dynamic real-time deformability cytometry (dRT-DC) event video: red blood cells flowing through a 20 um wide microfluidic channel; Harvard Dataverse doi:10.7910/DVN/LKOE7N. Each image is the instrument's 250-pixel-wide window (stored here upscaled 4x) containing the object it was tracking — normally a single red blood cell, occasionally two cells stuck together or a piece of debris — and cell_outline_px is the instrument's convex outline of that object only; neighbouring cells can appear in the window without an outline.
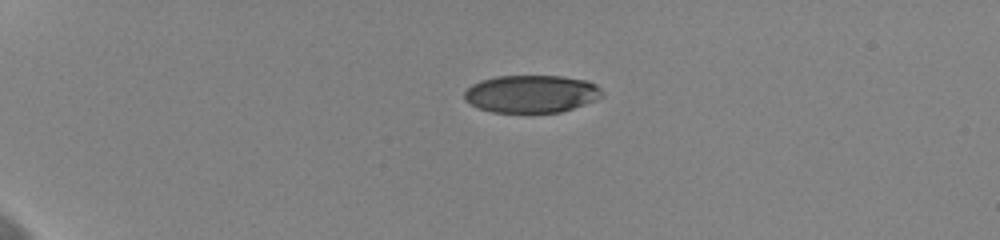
{"species": "human", "species_latin": "Homo sapiens", "temperature_condition": "cold", "stored_images_in_passage": 44, "camera_frame_rate_fps": 3000, "um_per_image_px": 0.085, "donor": {"sex": "female"}, "frame": {"image": 1, "passage_image": 1, "time_ms": 0.0, "image_size_px": [1000, 240], "cell_outline_px": [[604, 96], [596, 100], [560, 112], [492, 112], [480, 108], [464, 100], [464, 92], [472, 84], [480, 80], [496, 76], [560, 76], [584, 80], [596, 84], [604, 92]], "centroid_in_image_um": [45.17, 7.97], "position_along_channel_um": 39.8, "area_um2": 30.11}}
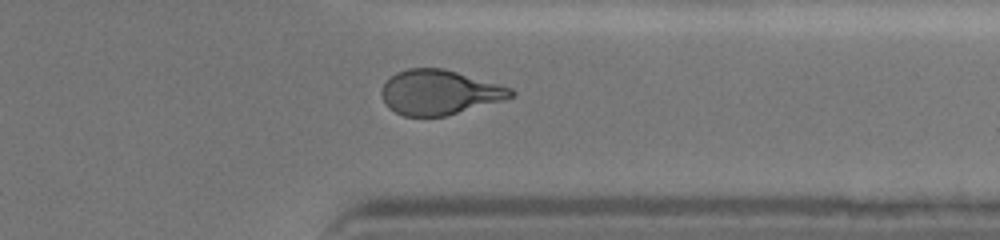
{"frame": {"image": 2, "passage_image": 34, "time_ms": 11.0, "image_size_px": [1000, 240], "cell_outline_px": [[516, 92], [512, 96], [504, 100], [444, 116], [404, 116], [388, 108], [380, 92], [384, 84], [396, 72], [408, 68], [444, 68], [512, 88]], "centroid_in_image_um": [37.34, 7.84], "position_along_channel_um": 374.1, "area_um2": 33.47}}
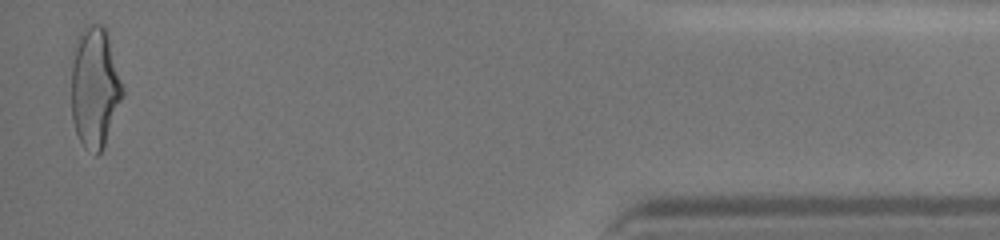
{"frame": {"image": 3, "passage_image": 43, "time_ms": 14.0, "image_size_px": [1000, 240], "cell_outline_px": [[124, 92], [104, 144], [100, 152], [96, 156], [84, 148], [76, 132], [72, 120], [72, 64], [76, 40], [80, 32], [88, 24], [104, 24], [108, 32], [124, 88]], "centroid_in_image_um": [8.06, 7.39], "position_along_channel_um": 427.1, "area_um2": 36.01}, "authors_computed_cell_mechanics": {"area_um2": 34.1309, "velocity_mm_per_s": 3.6631, "shape_relaxation_time_tau1_ms": 3.5172, "shape_relaxation_time_tau2_ms": 1.3457, "deformation_change_tau1": 0.1795, "deformation_change_tau2": 0.0862}}